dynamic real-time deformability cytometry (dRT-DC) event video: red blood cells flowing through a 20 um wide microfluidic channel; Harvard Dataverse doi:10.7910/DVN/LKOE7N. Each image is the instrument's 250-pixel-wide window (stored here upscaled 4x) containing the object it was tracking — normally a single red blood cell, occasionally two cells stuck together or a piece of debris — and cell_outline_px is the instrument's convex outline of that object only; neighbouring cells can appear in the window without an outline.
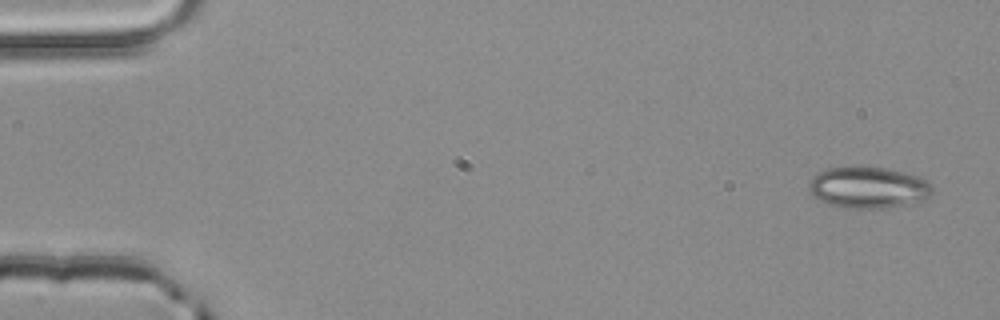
{"species": "common noctule bat (a hibernating species)", "species_latin": "Nyctalus noctula", "temperature_condition": "room temperature", "stored_images_in_passage": 4, "segment_of_instrument_passage": [1, 2], "camera_frame_rate_fps": 3000, "um_per_image_px": 0.085, "animal": {"sex": "male", "body_mass_g": 20.4}, "frame": {"image": 1, "passage_image": 1, "time_ms": 0.0, "image_size_px": [1000, 320], "cell_outline_px": [[932, 192], [924, 200], [908, 204], [884, 208], [844, 208], [828, 204], [812, 196], [808, 188], [808, 180], [816, 172], [828, 168], [860, 164], [884, 168], [904, 172], [920, 176], [928, 180], [932, 184]], "centroid_in_image_um": [73.76, 15.9], "position_along_channel_um": 11.2, "area_um2": 30.69}}